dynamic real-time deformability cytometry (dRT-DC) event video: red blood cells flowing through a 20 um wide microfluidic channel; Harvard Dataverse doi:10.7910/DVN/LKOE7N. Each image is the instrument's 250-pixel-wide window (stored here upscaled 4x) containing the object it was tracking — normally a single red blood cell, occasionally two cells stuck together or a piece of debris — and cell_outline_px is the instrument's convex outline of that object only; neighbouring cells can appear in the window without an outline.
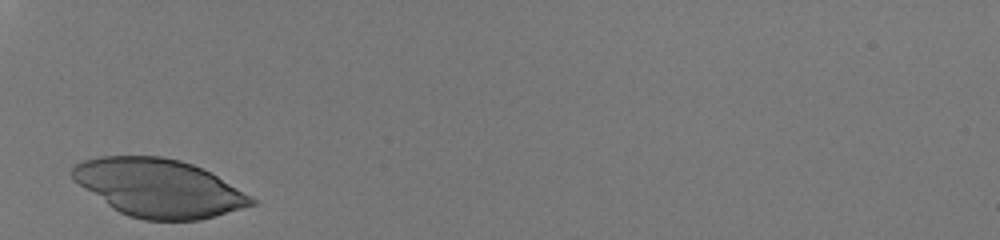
{"species": "human", "species_latin": "Homo sapiens", "temperature_condition": "room temperature", "stored_images_in_passage": 26, "camera_frame_rate_fps": 3000, "um_per_image_px": 0.085, "donor": {"sex": "male"}, "frame": {"image": 1, "passage_image": 1, "time_ms": 0.0, "image_size_px": [1000, 240], "cell_outline_px": [[256, 204], [200, 220], [144, 220], [128, 216], [112, 208], [72, 180], [72, 168], [76, 164], [84, 160], [100, 156], [160, 156], [180, 160], [192, 164], [216, 176], [252, 196], [256, 200]], "centroid_in_image_um": [13.47, 15.98], "position_along_channel_um": 71.5, "area_um2": 60.05}}